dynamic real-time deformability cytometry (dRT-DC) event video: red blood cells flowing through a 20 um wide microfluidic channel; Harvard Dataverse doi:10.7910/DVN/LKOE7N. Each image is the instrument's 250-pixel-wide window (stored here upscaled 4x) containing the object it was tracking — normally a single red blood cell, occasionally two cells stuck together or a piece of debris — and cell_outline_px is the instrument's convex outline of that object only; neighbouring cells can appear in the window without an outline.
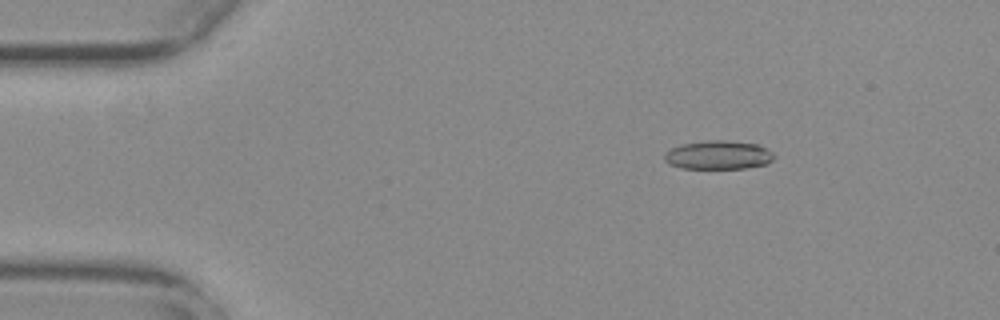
{"species": "common noctule bat (a hibernating species)", "species_latin": "Nyctalus noctula", "temperature_condition": "warm", "stored_images_in_passage": 43, "camera_frame_rate_fps": 3000, "um_per_image_px": 0.085, "animal": {"sex": "female", "body_mass_g": 29.2, "forearm_length_mm": 56.3}, "frame": {"image": 1, "passage_image": 9, "time_ms": 2.667, "image_size_px": [1000, 320], "cell_outline_px": [[776, 156], [768, 164], [744, 168], [680, 168], [664, 160], [664, 156], [672, 148], [684, 144], [712, 140], [724, 140], [756, 144], [772, 152]], "centroid_in_image_um": [61.1, 13.18], "position_along_channel_um": 23.9, "area_um2": 17.98}}
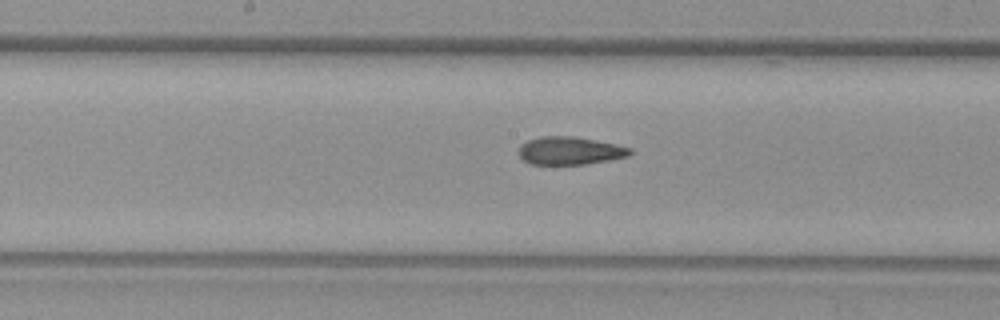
{"frame": {"image": 2, "passage_image": 29, "time_ms": 9.333, "image_size_px": [1000, 320], "cell_outline_px": [[632, 152], [628, 156], [608, 160], [584, 164], [528, 164], [520, 156], [520, 144], [528, 140], [540, 136], [572, 136], [632, 148]], "centroid_in_image_um": [48.4, 12.81], "position_along_channel_um": 199.8, "area_um2": 17.8}}
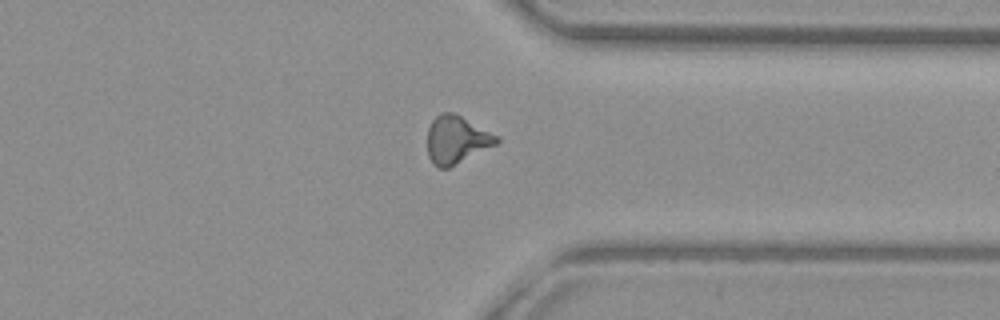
{"frame": {"image": 3, "passage_image": 43, "time_ms": 14.0, "image_size_px": [1000, 320], "cell_outline_px": [[500, 140], [496, 144], [448, 168], [436, 168], [432, 164], [428, 156], [428, 128], [432, 120], [440, 112], [452, 112], [500, 136]], "centroid_in_image_um": [38.79, 11.88], "position_along_channel_um": 372.6, "area_um2": 19.19}, "authors_computed_cell_mechanics": {"area_um2": 18.496, "velocity_mm_per_s": 3.7674, "shape_relaxation_time_tau1_ms": 10.5238, "shape_relaxation_time_tau2_ms": 2.5163, "deformation_change_tau1": 0.2499, "deformation_change_tau2": 0.1172}}